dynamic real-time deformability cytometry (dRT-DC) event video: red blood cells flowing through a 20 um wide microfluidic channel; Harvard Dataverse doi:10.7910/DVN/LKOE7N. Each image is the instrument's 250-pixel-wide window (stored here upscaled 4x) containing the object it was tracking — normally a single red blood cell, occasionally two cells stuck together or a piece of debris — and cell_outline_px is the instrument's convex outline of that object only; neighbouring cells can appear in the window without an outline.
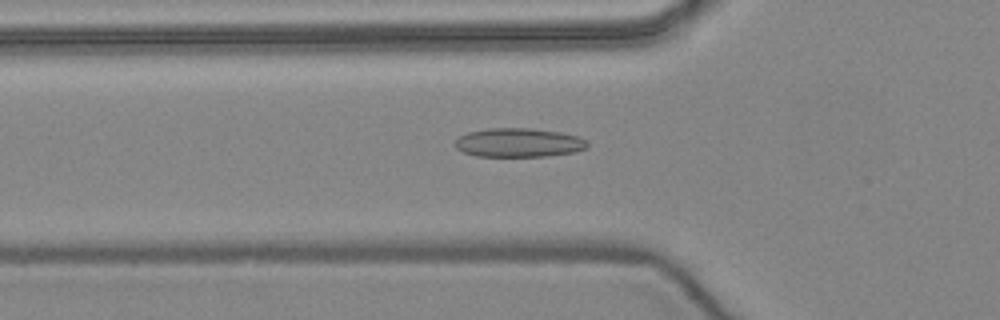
{"species": "common noctule bat (a hibernating species)", "species_latin": "Nyctalus noctula", "temperature_condition": "warm", "stored_images_in_passage": 52, "camera_frame_rate_fps": 3000, "um_per_image_px": 0.085, "animal": {"sex": "female", "body_mass_g": 24.6, "forearm_length_mm": 56.2}, "frame": {"image": 1, "passage_image": 18, "time_ms": 5.667, "image_size_px": [1000, 320], "cell_outline_px": [[588, 148], [576, 152], [548, 156], [476, 156], [464, 152], [456, 148], [456, 140], [460, 136], [468, 132], [492, 128], [532, 128], [560, 132], [580, 136], [588, 144]], "centroid_in_image_um": [44.14, 12.12], "position_along_channel_um": 81.7, "area_um2": 22.31}}
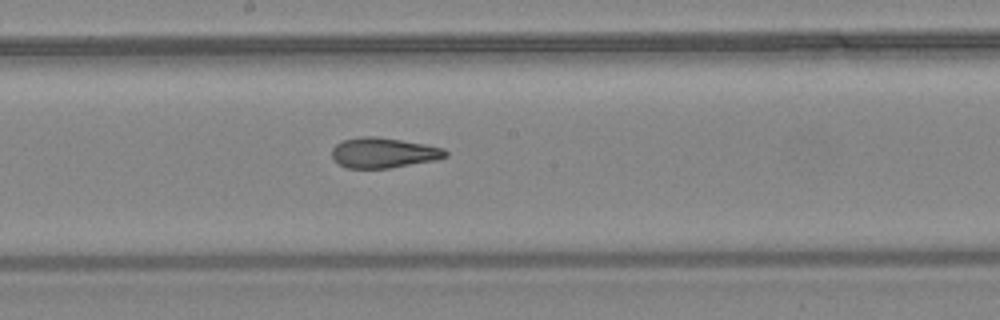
{"frame": {"image": 2, "passage_image": 28, "time_ms": 9.0, "image_size_px": [1000, 320], "cell_outline_px": [[448, 156], [436, 160], [392, 168], [344, 168], [332, 156], [332, 148], [336, 144], [344, 140], [360, 136], [376, 136], [424, 144], [444, 148], [448, 152]], "centroid_in_image_um": [32.61, 12.99], "position_along_channel_um": 215.6, "area_um2": 20.06}}
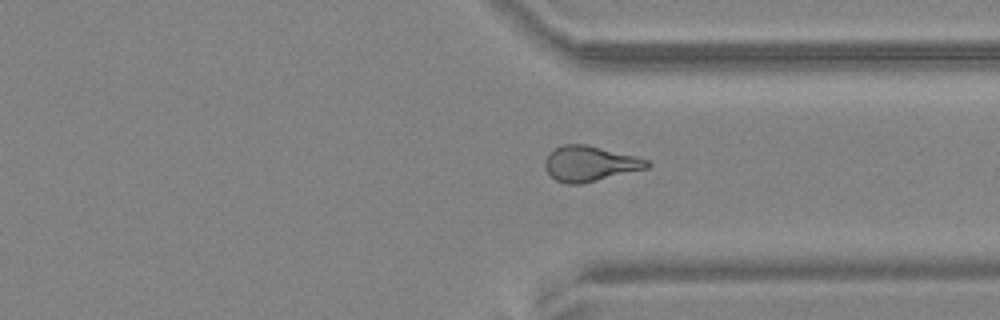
{"frame": {"image": 3, "passage_image": 39, "time_ms": 12.667, "image_size_px": [1000, 320], "cell_outline_px": [[652, 164], [648, 168], [580, 184], [564, 184], [556, 180], [548, 172], [544, 164], [544, 160], [548, 152], [564, 144], [584, 144], [636, 156], [648, 160]], "centroid_in_image_um": [50.13, 13.91], "position_along_channel_um": 361.3, "area_um2": 20.92}, "authors_computed_cell_mechanics": {"area_um2": 21.2415, "velocity_mm_per_s": 3.9774, "shape_relaxation_time_tau1_ms": null, "shape_relaxation_time_tau2_ms": 2.0915, "deformation_change_tau1": null, "deformation_change_tau2": 0.0913}}